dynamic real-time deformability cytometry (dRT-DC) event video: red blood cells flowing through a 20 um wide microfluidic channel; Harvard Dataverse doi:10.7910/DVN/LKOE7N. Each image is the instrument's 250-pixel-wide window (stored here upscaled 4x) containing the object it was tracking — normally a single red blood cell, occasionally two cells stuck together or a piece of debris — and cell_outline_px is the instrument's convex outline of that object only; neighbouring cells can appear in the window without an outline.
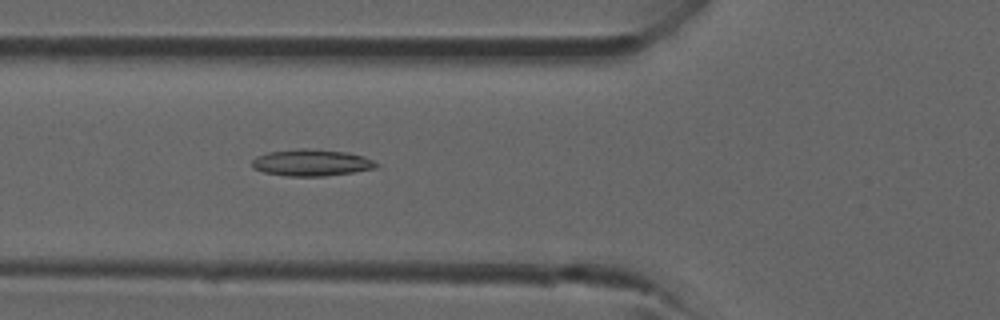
{"species": "common noctule bat (a hibernating species)", "species_latin": "Nyctalus noctula", "temperature_condition": "room temperature", "stored_images_in_passage": 41, "camera_frame_rate_fps": 3000, "um_per_image_px": 0.085, "animal": {"sex": "male", "forearm_length_mm": 52.5}, "frame": {"image": 1, "passage_image": 15, "time_ms": 4.667, "image_size_px": [1000, 320], "cell_outline_px": [[380, 168], [324, 176], [284, 176], [264, 172], [252, 168], [252, 160], [256, 156], [268, 152], [296, 148], [312, 148], [348, 152], [364, 156], [380, 164]], "centroid_in_image_um": [26.49, 13.82], "position_along_channel_um": 99.3, "area_um2": 19.65}}
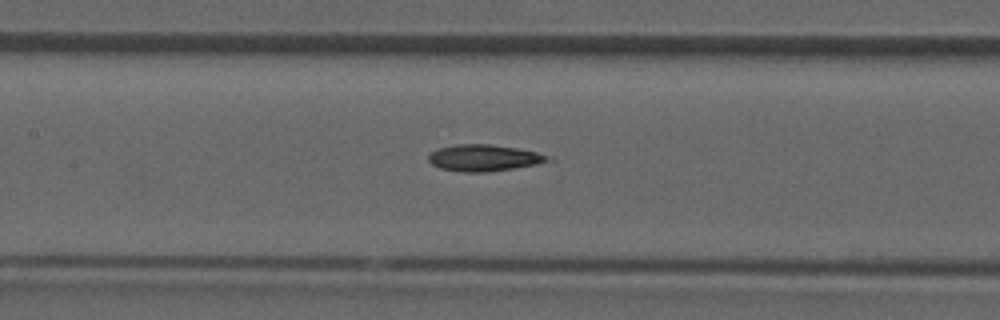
{"frame": {"image": 2, "passage_image": 19, "time_ms": 6.0, "image_size_px": [1000, 320], "cell_outline_px": [[556, 160], [536, 164], [512, 168], [484, 172], [464, 172], [440, 168], [432, 164], [428, 160], [428, 156], [436, 148], [456, 144], [488, 144], [516, 148], [536, 152], [552, 156]], "centroid_in_image_um": [41.15, 13.41], "position_along_channel_um": 166.2, "area_um2": 18.44}}
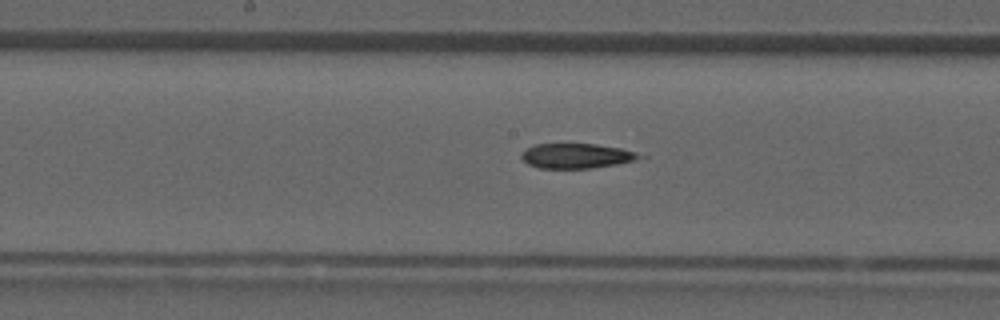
{"frame": {"image": 3, "passage_image": 21, "time_ms": 6.667, "image_size_px": [1000, 320], "cell_outline_px": [[648, 156], [616, 164], [592, 168], [540, 168], [528, 164], [520, 156], [528, 148], [536, 144], [596, 144], [620, 148], [636, 152]], "centroid_in_image_um": [49.02, 13.25], "position_along_channel_um": 199.2, "area_um2": 16.88}}